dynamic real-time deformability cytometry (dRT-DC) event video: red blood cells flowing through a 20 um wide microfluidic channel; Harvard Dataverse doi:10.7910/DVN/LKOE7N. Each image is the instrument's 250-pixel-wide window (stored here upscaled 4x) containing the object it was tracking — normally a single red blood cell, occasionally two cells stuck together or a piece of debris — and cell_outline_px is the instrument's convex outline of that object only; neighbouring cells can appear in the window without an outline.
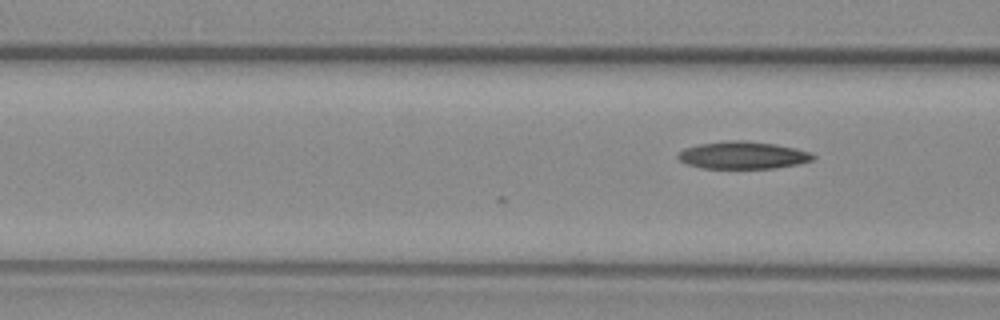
{"species": "common noctule bat (a hibernating species)", "species_latin": "Nyctalus noctula", "temperature_condition": "warm", "stored_images_in_passage": 4, "camera_frame_rate_fps": 3000, "um_per_image_px": 0.085, "animal": {"sex": "female", "body_mass_g": 29.2, "forearm_length_mm": 56.3}, "frame": {"image": 1, "passage_image": 4, "time_ms": 1.0, "image_size_px": [1000, 320], "cell_outline_px": [[816, 156], [812, 160], [800, 164], [776, 168], [700, 168], [688, 164], [680, 160], [676, 156], [684, 148], [700, 144], [728, 140], [744, 140], [776, 144], [796, 148], [812, 152]], "centroid_in_image_um": [63.19, 13.19], "position_along_channel_um": 103.4, "area_um2": 21.68}}